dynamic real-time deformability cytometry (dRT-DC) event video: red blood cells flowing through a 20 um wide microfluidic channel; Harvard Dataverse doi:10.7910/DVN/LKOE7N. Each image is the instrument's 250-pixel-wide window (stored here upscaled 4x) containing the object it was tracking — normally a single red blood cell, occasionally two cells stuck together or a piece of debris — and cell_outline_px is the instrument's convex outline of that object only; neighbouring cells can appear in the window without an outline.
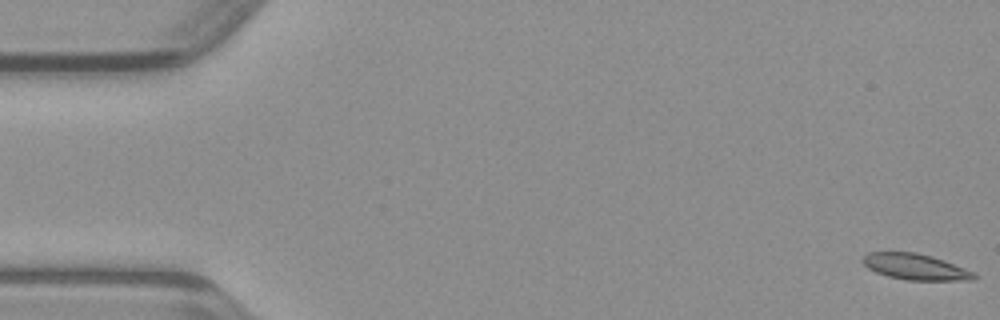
{"species": "common noctule bat (a hibernating species)", "species_latin": "Nyctalus noctula", "temperature_condition": "warm", "stored_images_in_passage": 48, "camera_frame_rate_fps": 3000, "um_per_image_px": 0.085, "animal": {"sex": "male", "body_mass_g": 23.1, "forearm_length_mm": 52.7}, "frame": {"image": 1, "passage_image": 1, "time_ms": 0.0, "image_size_px": [1000, 320], "cell_outline_px": [[976, 280], [908, 280], [888, 276], [876, 272], [868, 268], [860, 260], [868, 252], [916, 252], [932, 256], [944, 260], [976, 272]], "centroid_in_image_um": [77.83, 22.67], "position_along_channel_um": 7.2, "area_um2": 16.94}}
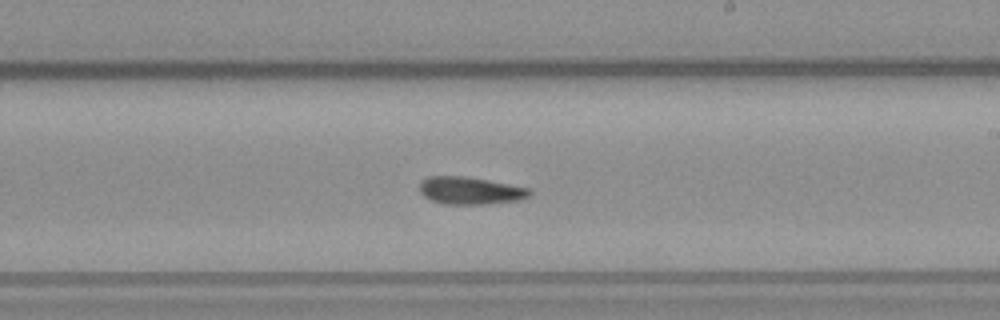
{"frame": {"image": 2, "passage_image": 28, "time_ms": 9.0, "image_size_px": [1000, 320], "cell_outline_px": [[532, 192], [528, 196], [520, 200], [484, 204], [444, 204], [432, 200], [424, 196], [420, 192], [420, 180], [428, 176], [464, 176], [488, 180], [528, 188]], "centroid_in_image_um": [39.93, 16.2], "position_along_channel_um": 249.1, "area_um2": 17.51}}
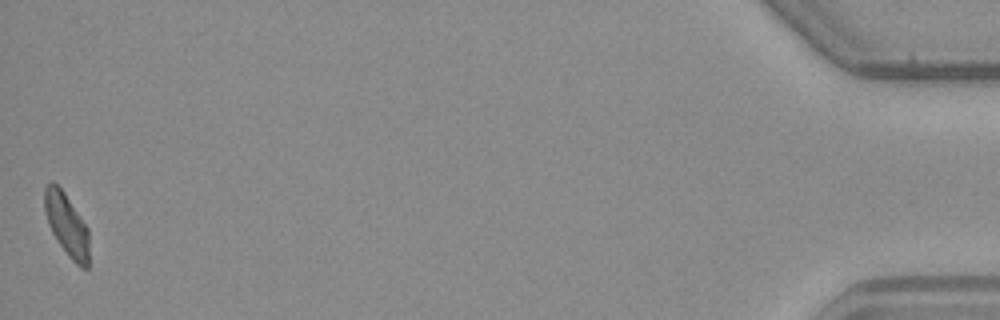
{"frame": {"image": 3, "passage_image": 48, "time_ms": 15.667, "image_size_px": [1000, 320], "cell_outline_px": [[88, 268], [80, 268], [68, 256], [52, 232], [48, 224], [44, 208], [44, 188], [48, 184], [56, 184], [64, 192], [88, 228]], "centroid_in_image_um": [5.67, 19.12], "position_along_channel_um": 429.5, "area_um2": 15.95}}